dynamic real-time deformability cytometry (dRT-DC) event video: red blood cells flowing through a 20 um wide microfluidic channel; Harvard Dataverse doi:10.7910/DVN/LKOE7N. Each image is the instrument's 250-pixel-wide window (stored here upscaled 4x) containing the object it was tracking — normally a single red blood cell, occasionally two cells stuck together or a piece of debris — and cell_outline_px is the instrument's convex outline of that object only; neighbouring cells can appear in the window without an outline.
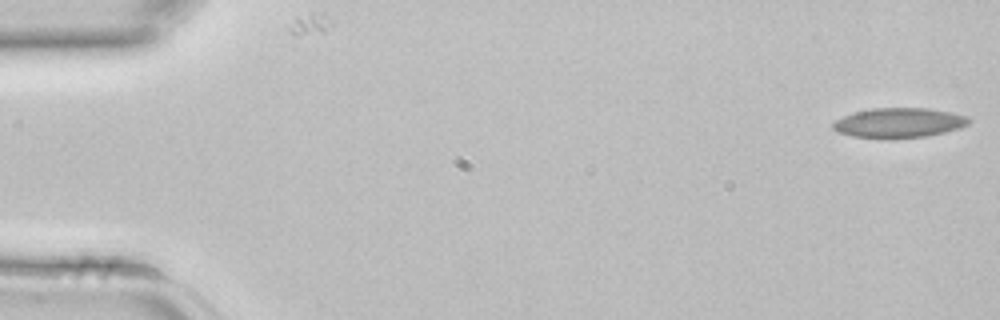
{"species": "common noctule bat (a hibernating species)", "species_latin": "Nyctalus noctula", "temperature_condition": "room temperature", "stored_images_in_passage": 3, "camera_frame_rate_fps": 3000, "um_per_image_px": 0.085, "animal": {"sex": "female", "body_mass_g": 22.7, "forearm_length_mm": 54.2}, "frame": {"image": 1, "passage_image": 1, "time_ms": 0.0, "image_size_px": [1000, 320], "cell_outline_px": [[972, 120], [968, 124], [960, 128], [928, 136], [888, 140], [852, 136], [836, 132], [832, 128], [832, 124], [836, 120], [844, 116], [856, 112], [872, 108], [928, 108], [952, 112], [968, 116]], "centroid_in_image_um": [76.42, 10.46], "position_along_channel_um": 8.6, "area_um2": 24.04}}